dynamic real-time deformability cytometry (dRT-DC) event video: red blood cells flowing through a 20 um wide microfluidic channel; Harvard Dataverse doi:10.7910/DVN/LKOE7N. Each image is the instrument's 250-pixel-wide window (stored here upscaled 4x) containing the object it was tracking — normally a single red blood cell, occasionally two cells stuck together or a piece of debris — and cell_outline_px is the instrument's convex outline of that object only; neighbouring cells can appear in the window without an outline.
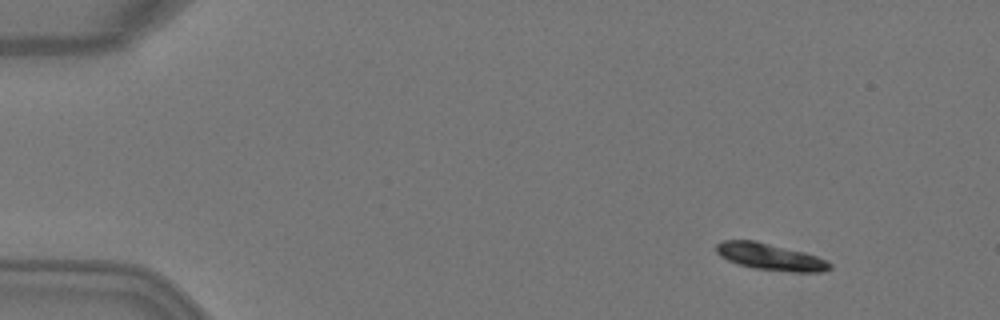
{"species": "Egyptian fruit bat (a non-hibernating species)", "species_latin": "Rousettus aegyptiacus", "temperature_condition": "warm", "stored_images_in_passage": 5, "camera_frame_rate_fps": 3000, "um_per_image_px": 0.085, "animal": {"sex": "female"}, "frame": {"image": 1, "passage_image": 1, "time_ms": 0.0, "image_size_px": [1000, 320], "cell_outline_px": [[832, 268], [824, 272], [792, 272], [752, 268], [728, 260], [720, 256], [716, 252], [716, 244], [724, 240], [756, 240], [804, 252], [828, 260], [832, 264]], "centroid_in_image_um": [65.51, 21.83], "position_along_channel_um": 19.5, "area_um2": 17.8}}
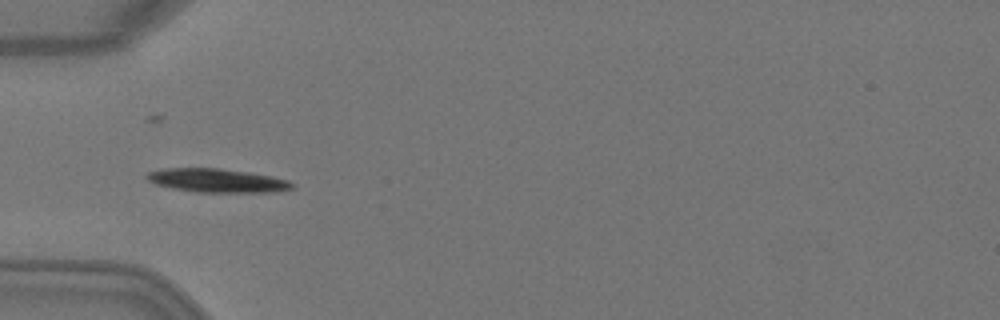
{"frame": {"image": 2, "passage_image": 4, "time_ms": 1.0, "image_size_px": [1000, 320], "cell_outline_px": [[292, 188], [276, 192], [196, 192], [172, 188], [156, 184], [148, 180], [144, 176], [148, 172], [164, 168], [220, 168], [248, 172], [272, 176], [288, 180], [292, 184]], "centroid_in_image_um": [18.43, 15.34], "position_along_channel_um": 66.6, "area_um2": 20.0}}
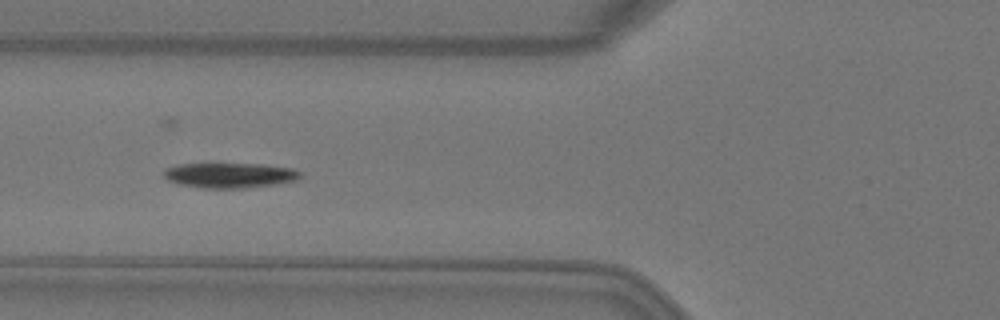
{"frame": {"image": 3, "passage_image": 5, "time_ms": 1.333, "image_size_px": [1000, 320], "cell_outline_px": [[300, 180], [276, 184], [244, 188], [204, 188], [180, 184], [168, 180], [164, 176], [164, 168], [180, 164], [212, 160], [264, 164], [296, 168], [300, 172]], "centroid_in_image_um": [19.53, 14.83], "position_along_channel_um": 106.3, "area_um2": 21.27}}